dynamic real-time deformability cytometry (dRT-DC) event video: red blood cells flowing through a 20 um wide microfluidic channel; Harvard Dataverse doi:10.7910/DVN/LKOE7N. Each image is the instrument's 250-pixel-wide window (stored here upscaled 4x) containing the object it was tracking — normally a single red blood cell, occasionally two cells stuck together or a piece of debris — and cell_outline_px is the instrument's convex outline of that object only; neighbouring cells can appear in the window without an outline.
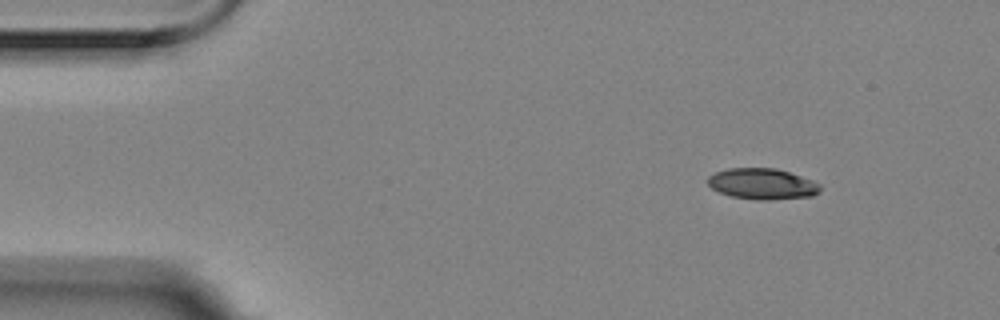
{"species": "Egyptian fruit bat (a non-hibernating species)", "species_latin": "Rousettus aegyptiacus", "temperature_condition": "room temperature", "stored_images_in_passage": 8, "camera_frame_rate_fps": 3000, "um_per_image_px": 0.085, "animal": {"sex": "female"}, "frame": {"image": 1, "passage_image": 1, "time_ms": 0.0, "image_size_px": [1000, 320], "cell_outline_px": [[820, 192], [812, 196], [768, 200], [756, 200], [732, 196], [720, 192], [712, 188], [708, 184], [708, 176], [716, 172], [728, 168], [776, 168], [812, 180], [820, 184]], "centroid_in_image_um": [64.8, 15.63], "position_along_channel_um": 20.2, "area_um2": 20.17}}
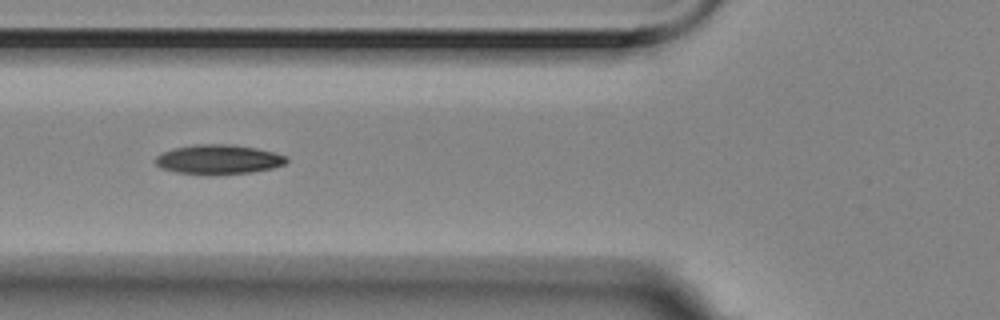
{"frame": {"image": 2, "passage_image": 5, "time_ms": 1.333, "image_size_px": [1000, 320], "cell_outline_px": [[288, 160], [284, 164], [272, 168], [252, 172], [208, 176], [176, 172], [160, 168], [156, 164], [156, 156], [172, 148], [196, 144], [228, 144], [256, 148], [272, 152], [284, 156]], "centroid_in_image_um": [18.52, 13.57], "position_along_channel_um": 107.3, "area_um2": 22.66}}
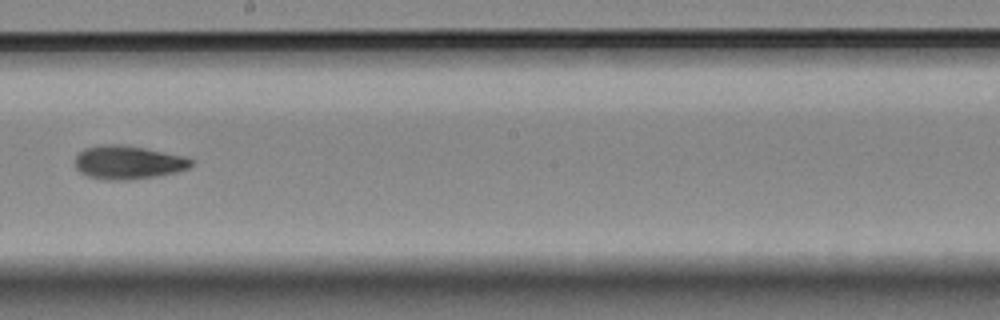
{"frame": {"image": 3, "passage_image": 8, "time_ms": 2.333, "image_size_px": [1000, 320], "cell_outline_px": [[192, 164], [188, 168], [176, 172], [156, 176], [128, 180], [104, 180], [88, 176], [80, 172], [76, 168], [76, 156], [84, 148], [100, 144], [120, 144], [144, 148], [184, 156], [192, 160]], "centroid_in_image_um": [10.86, 13.8], "position_along_channel_um": 237.3, "area_um2": 22.6}}